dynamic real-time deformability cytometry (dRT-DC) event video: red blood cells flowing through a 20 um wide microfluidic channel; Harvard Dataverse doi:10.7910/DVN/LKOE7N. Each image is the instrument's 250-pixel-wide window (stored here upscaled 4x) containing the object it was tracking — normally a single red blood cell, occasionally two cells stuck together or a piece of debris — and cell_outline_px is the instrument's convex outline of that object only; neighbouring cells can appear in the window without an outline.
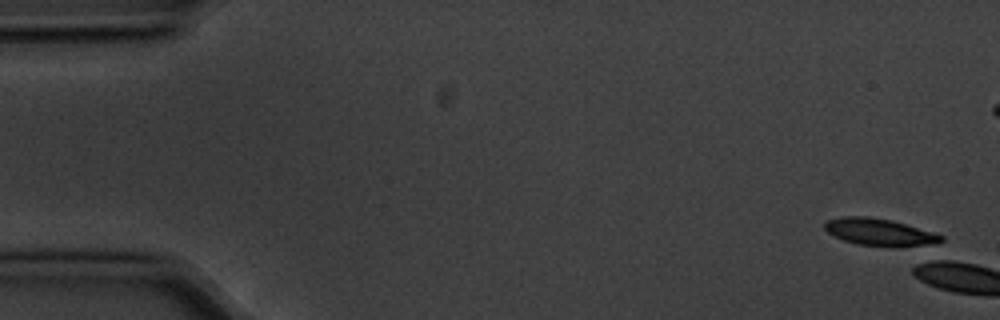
{"species": "common noctule bat (a hibernating species)", "species_latin": "Nyctalus noctula", "temperature_condition": "cold", "stored_images_in_passage": 1, "camera_frame_rate_fps": 3000, "um_per_image_px": 0.085, "animal": {"sex": "male", "body_mass_g": 20.1, "forearm_length_mm": 53.5}, "frame": {"image": 1, "passage_image": 1, "time_ms": 0.0, "image_size_px": [1000, 320], "cell_outline_px": [[944, 240], [936, 244], [920, 248], [892, 248], [856, 244], [844, 240], [828, 232], [824, 228], [824, 220], [840, 216], [868, 216], [892, 220], [932, 232], [944, 236]], "centroid_in_image_um": [74.83, 19.76], "position_along_channel_um": 10.2, "area_um2": 19.19}}